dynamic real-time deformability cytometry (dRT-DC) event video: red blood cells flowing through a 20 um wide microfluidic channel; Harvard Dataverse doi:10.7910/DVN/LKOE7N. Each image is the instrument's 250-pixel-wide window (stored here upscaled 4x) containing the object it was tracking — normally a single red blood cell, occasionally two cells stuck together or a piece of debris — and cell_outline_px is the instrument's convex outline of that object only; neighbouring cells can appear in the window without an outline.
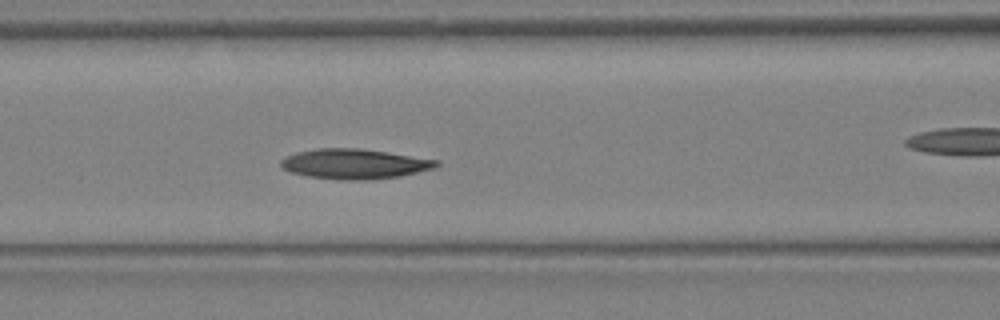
{"species": "Egyptian fruit bat (a non-hibernating species)", "species_latin": "Rousettus aegyptiacus", "temperature_condition": "warm", "stored_images_in_passage": 11, "camera_frame_rate_fps": 3000, "um_per_image_px": 0.085, "animal": {"sex": "female"}, "frame": {"image": 1, "passage_image": 8, "time_ms": 2.333, "image_size_px": [1000, 320], "cell_outline_px": [[440, 164], [436, 168], [400, 176], [364, 180], [340, 180], [308, 176], [288, 172], [280, 164], [280, 160], [296, 152], [316, 148], [360, 148], [440, 160]], "centroid_in_image_um": [30.14, 13.93], "position_along_channel_um": 136.5, "area_um2": 27.28}}
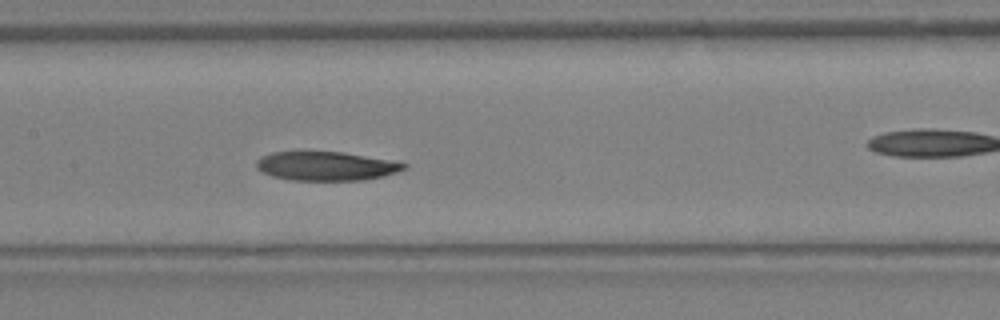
{"frame": {"image": 2, "passage_image": 10, "time_ms": 3.0, "image_size_px": [1000, 320], "cell_outline_px": [[408, 168], [384, 176], [364, 180], [292, 180], [272, 176], [256, 168], [256, 160], [272, 152], [344, 152], [396, 160], [408, 164]], "centroid_in_image_um": [27.8, 14.11], "position_along_channel_um": 179.6, "area_um2": 25.03}}